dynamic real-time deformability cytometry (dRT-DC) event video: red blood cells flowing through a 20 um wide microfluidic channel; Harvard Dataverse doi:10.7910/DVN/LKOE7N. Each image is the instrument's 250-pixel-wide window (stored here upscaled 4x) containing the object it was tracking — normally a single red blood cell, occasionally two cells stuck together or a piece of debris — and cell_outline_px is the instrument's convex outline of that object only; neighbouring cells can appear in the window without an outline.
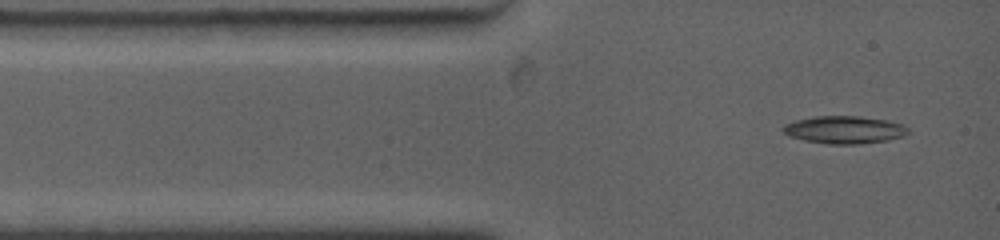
{"species": "common noctule bat (a hibernating species)", "species_latin": "Nyctalus noctula", "temperature_condition": "warm", "stored_images_in_passage": 62, "camera_frame_rate_fps": 4500, "um_per_image_px": 0.085, "animal": {"sex": "female", "body_mass_g": 19.0, "forearm_length_mm": 53.3}, "frame": {"image": 1, "passage_image": 1, "time_ms": 0.0, "image_size_px": [1000, 240], "cell_outline_px": [[908, 132], [900, 136], [888, 140], [860, 144], [828, 144], [804, 140], [788, 136], [780, 128], [784, 124], [796, 120], [816, 116], [860, 116], [888, 120], [900, 124], [908, 128]], "centroid_in_image_um": [71.72, 11.03], "position_along_channel_um": 13.3, "area_um2": 20.06}}
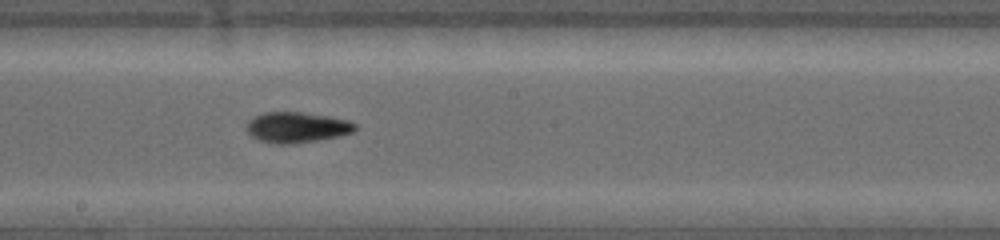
{"frame": {"image": 2, "passage_image": 25, "time_ms": 6.222, "image_size_px": [1000, 240], "cell_outline_px": [[356, 128], [352, 132], [336, 136], [316, 140], [292, 144], [276, 144], [260, 140], [252, 136], [248, 132], [248, 120], [264, 112], [300, 112], [324, 116], [344, 120], [356, 124]], "centroid_in_image_um": [25.18, 10.83], "position_along_channel_um": 223.0, "area_um2": 18.79}}
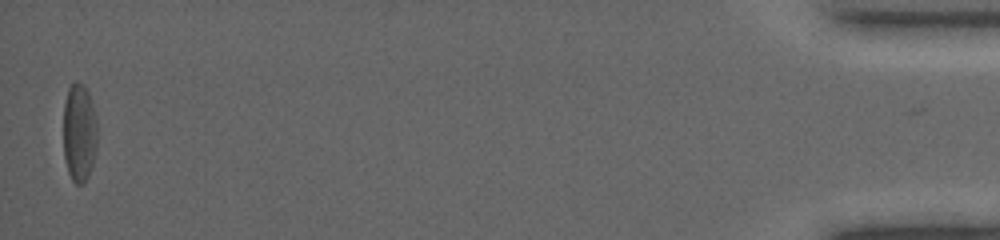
{"frame": {"image": 3, "passage_image": 61, "time_ms": 15.556, "image_size_px": [1000, 240], "cell_outline_px": [[96, 148], [92, 164], [88, 176], [80, 184], [76, 184], [72, 180], [68, 172], [64, 156], [64, 104], [68, 88], [76, 80], [88, 92], [96, 116]], "centroid_in_image_um": [6.73, 11.28], "position_along_channel_um": 428.5, "area_um2": 19.13}, "authors_computed_cell_mechanics": {"area_um2": 18.2648, "velocity_mm_per_s": 3.83, "shape_relaxation_time_tau1_ms": 2.7764, "shape_relaxation_time_tau2_ms": null, "deformation_change_tau1": 0.1274, "deformation_change_tau2": null}}